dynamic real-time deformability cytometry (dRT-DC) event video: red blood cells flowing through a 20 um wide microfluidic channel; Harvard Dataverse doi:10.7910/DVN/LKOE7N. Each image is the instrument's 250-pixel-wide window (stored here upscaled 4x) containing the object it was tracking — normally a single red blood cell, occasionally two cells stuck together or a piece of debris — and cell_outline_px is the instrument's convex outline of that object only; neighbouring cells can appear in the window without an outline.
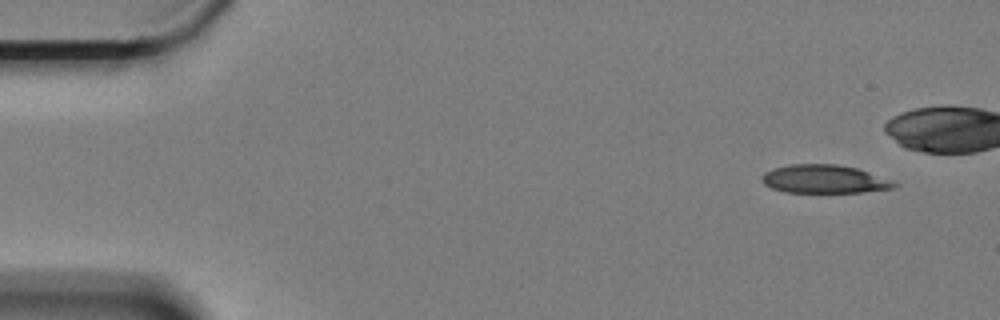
{"species": "Egyptian fruit bat (a non-hibernating species)", "species_latin": "Rousettus aegyptiacus", "temperature_condition": "cold", "stored_images_in_passage": 46, "camera_frame_rate_fps": 3000, "um_per_image_px": 0.085, "animal": {"sex": "female"}, "frame": {"image": 1, "passage_image": 1, "time_ms": 0.0, "image_size_px": [1000, 320], "cell_outline_px": [[900, 184], [896, 188], [860, 192], [784, 192], [772, 188], [764, 184], [760, 176], [764, 172], [772, 168], [788, 164], [836, 164], [856, 168], [868, 172]], "centroid_in_image_um": [70.02, 15.22], "position_along_channel_um": 15.0, "area_um2": 21.85}}
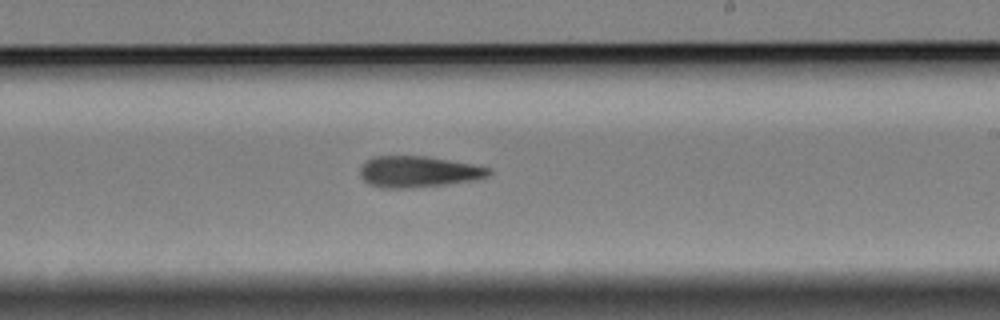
{"frame": {"image": 2, "passage_image": 32, "time_ms": 10.333, "image_size_px": [1000, 320], "cell_outline_px": [[492, 172], [488, 176], [476, 180], [444, 184], [408, 188], [384, 188], [368, 184], [360, 176], [360, 168], [372, 156], [428, 156], [472, 164], [492, 168]], "centroid_in_image_um": [35.57, 14.59], "position_along_channel_um": 253.4, "area_um2": 23.41}}
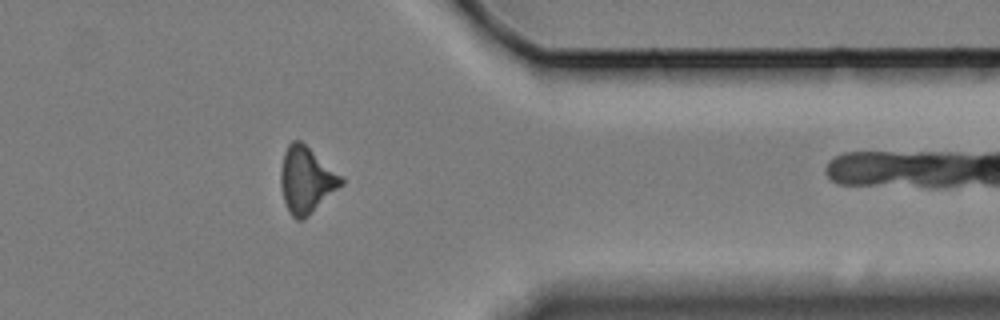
{"frame": {"image": 3, "passage_image": 45, "time_ms": 14.667, "image_size_px": [1000, 320], "cell_outline_px": [[344, 184], [304, 220], [296, 220], [292, 216], [284, 200], [280, 188], [280, 172], [284, 152], [288, 144], [292, 140], [300, 140], [344, 176]], "centroid_in_image_um": [26.06, 15.29], "position_along_channel_um": 385.3, "area_um2": 23.64}}